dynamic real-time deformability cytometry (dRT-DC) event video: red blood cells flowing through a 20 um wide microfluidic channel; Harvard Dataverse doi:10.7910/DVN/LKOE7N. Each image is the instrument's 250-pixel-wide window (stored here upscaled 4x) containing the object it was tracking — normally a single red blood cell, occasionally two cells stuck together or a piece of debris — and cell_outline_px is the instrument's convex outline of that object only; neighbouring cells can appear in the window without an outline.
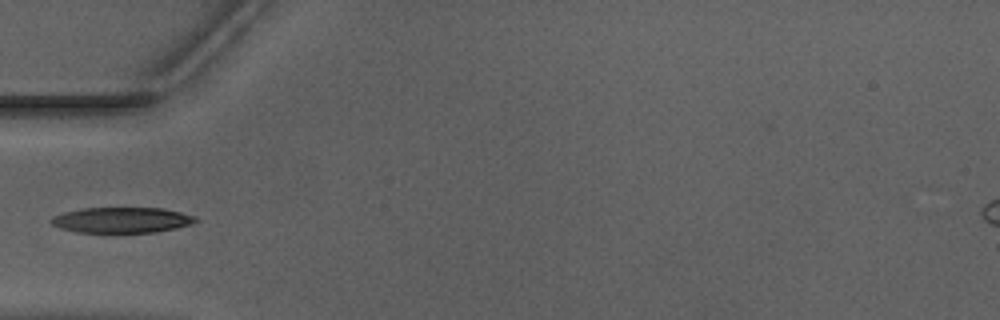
{"species": "Egyptian fruit bat (a non-hibernating species)", "species_latin": "Rousettus aegyptiacus", "temperature_condition": "warm", "stored_images_in_passage": 35, "camera_frame_rate_fps": 3000, "um_per_image_px": 0.085, "animal": {"sex": "male"}, "frame": {"image": 1, "passage_image": 1, "time_ms": 0.0, "image_size_px": [1000, 320], "cell_outline_px": [[200, 220], [192, 224], [176, 228], [156, 232], [116, 236], [112, 236], [76, 232], [60, 228], [52, 224], [48, 220], [52, 216], [64, 212], [80, 208], [164, 208], [196, 216]], "centroid_in_image_um": [10.32, 18.76], "position_along_channel_um": 74.7, "area_um2": 22.89}}
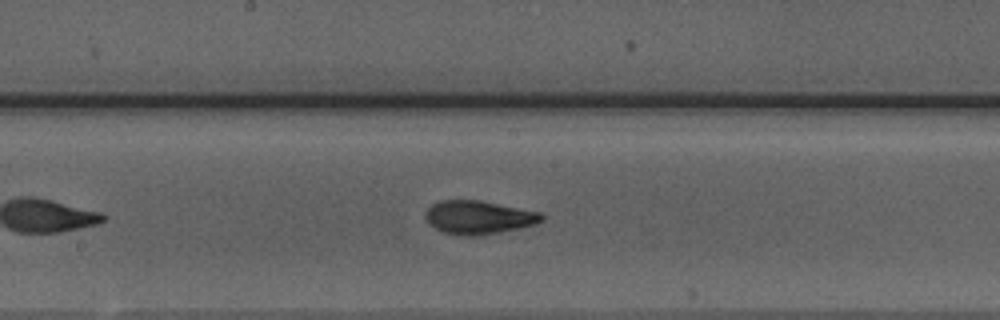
{"frame": {"image": 2, "passage_image": 11, "time_ms": 3.333, "image_size_px": [1000, 320], "cell_outline_px": [[544, 220], [536, 224], [520, 228], [472, 236], [456, 236], [444, 232], [428, 224], [424, 216], [424, 212], [432, 204], [440, 200], [480, 200], [540, 212], [544, 216]], "centroid_in_image_um": [40.65, 18.47], "position_along_channel_um": 207.6, "area_um2": 22.72}}
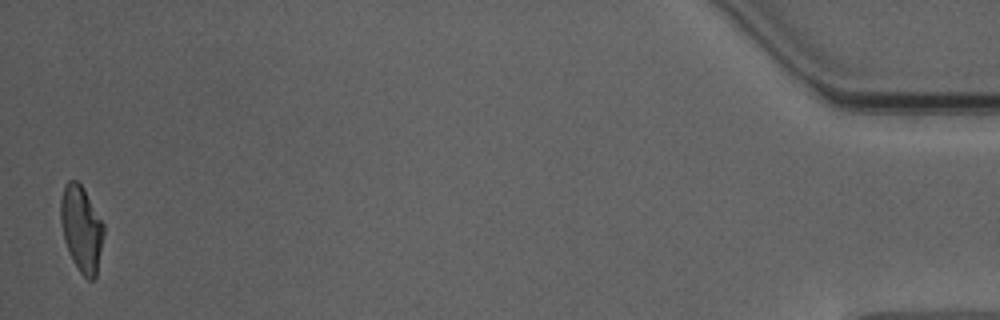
{"frame": {"image": 3, "passage_image": 35, "time_ms": 11.333, "image_size_px": [1000, 320], "cell_outline_px": [[104, 232], [96, 276], [92, 280], [88, 280], [80, 272], [72, 260], [64, 240], [60, 220], [60, 200], [64, 184], [68, 180], [76, 180], [84, 188], [104, 224]], "centroid_in_image_um": [6.91, 19.41], "position_along_channel_um": 428.3, "area_um2": 21.62}}